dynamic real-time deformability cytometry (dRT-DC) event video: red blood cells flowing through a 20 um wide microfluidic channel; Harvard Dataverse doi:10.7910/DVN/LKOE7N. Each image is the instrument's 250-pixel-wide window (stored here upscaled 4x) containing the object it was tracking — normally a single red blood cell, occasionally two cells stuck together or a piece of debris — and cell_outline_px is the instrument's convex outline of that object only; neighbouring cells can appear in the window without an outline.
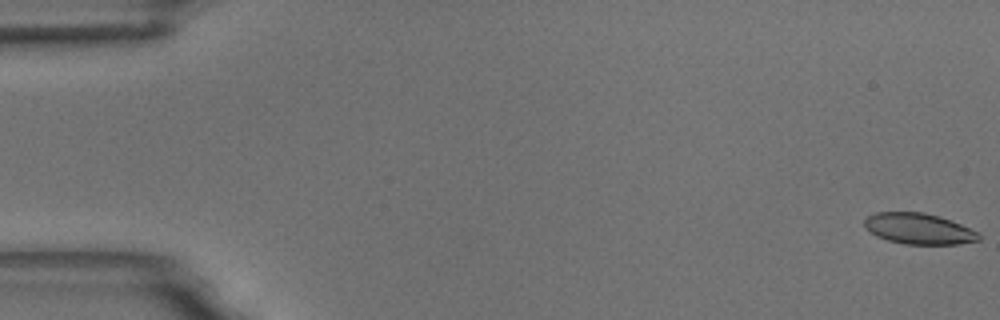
{"species": "common noctule bat (a hibernating species)", "species_latin": "Nyctalus noctula", "temperature_condition": "room temperature", "stored_images_in_passage": 59, "camera_frame_rate_fps": 3000, "um_per_image_px": 0.085, "animal": {"sex": "male", "body_mass_g": 18.8}, "frame": {"image": 1, "passage_image": 1, "time_ms": 0.0, "image_size_px": [1000, 320], "cell_outline_px": [[980, 240], [956, 244], [904, 244], [888, 240], [876, 236], [864, 228], [864, 220], [868, 216], [876, 212], [924, 212], [940, 216], [980, 232]], "centroid_in_image_um": [78.09, 19.44], "position_along_channel_um": 6.9, "area_um2": 20.69}}
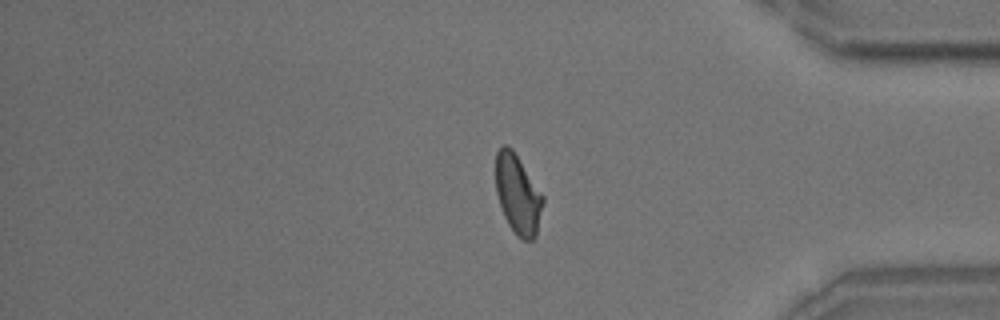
{"frame": {"image": 2, "passage_image": 49, "time_ms": 16.0, "image_size_px": [1000, 320], "cell_outline_px": [[544, 204], [536, 236], [532, 240], [524, 240], [516, 236], [508, 224], [504, 216], [496, 192], [496, 152], [504, 144], [508, 144], [512, 148], [544, 196]], "centroid_in_image_um": [44.03, 16.53], "position_along_channel_um": 391.2, "area_um2": 21.96}}
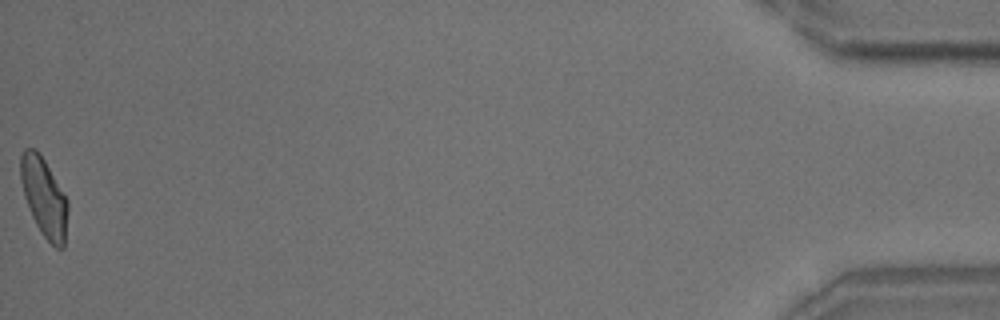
{"frame": {"image": 3, "passage_image": 59, "time_ms": 19.333, "image_size_px": [1000, 320], "cell_outline_px": [[68, 212], [64, 248], [56, 248], [40, 232], [32, 216], [24, 196], [20, 180], [20, 156], [24, 148], [36, 148], [44, 160], [68, 200]], "centroid_in_image_um": [3.74, 16.76], "position_along_channel_um": 431.5, "area_um2": 21.68}, "authors_computed_cell_mechanics": {"area_um2": 21.9062, "velocity_mm_per_s": 3.4748, "shape_relaxation_time_tau1_ms": 6.0272, "shape_relaxation_time_tau2_ms": 1.5292, "deformation_change_tau1": 0.14, "deformation_change_tau2": 0.0689}}